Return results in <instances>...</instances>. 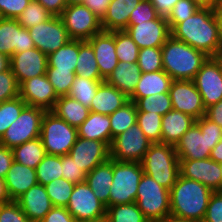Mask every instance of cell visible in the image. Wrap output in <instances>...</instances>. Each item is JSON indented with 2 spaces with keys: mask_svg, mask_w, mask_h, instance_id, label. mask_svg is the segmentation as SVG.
<instances>
[{
  "mask_svg": "<svg viewBox=\"0 0 222 222\" xmlns=\"http://www.w3.org/2000/svg\"><path fill=\"white\" fill-rule=\"evenodd\" d=\"M170 31L174 39L209 57H218L222 52L219 22L211 7L197 9L191 17L176 24Z\"/></svg>",
  "mask_w": 222,
  "mask_h": 222,
  "instance_id": "cell-1",
  "label": "cell"
},
{
  "mask_svg": "<svg viewBox=\"0 0 222 222\" xmlns=\"http://www.w3.org/2000/svg\"><path fill=\"white\" fill-rule=\"evenodd\" d=\"M212 193L206 185L179 174L170 189V215L203 222Z\"/></svg>",
  "mask_w": 222,
  "mask_h": 222,
  "instance_id": "cell-2",
  "label": "cell"
},
{
  "mask_svg": "<svg viewBox=\"0 0 222 222\" xmlns=\"http://www.w3.org/2000/svg\"><path fill=\"white\" fill-rule=\"evenodd\" d=\"M161 50L163 70L173 80H193L209 57L172 36L166 40Z\"/></svg>",
  "mask_w": 222,
  "mask_h": 222,
  "instance_id": "cell-3",
  "label": "cell"
},
{
  "mask_svg": "<svg viewBox=\"0 0 222 222\" xmlns=\"http://www.w3.org/2000/svg\"><path fill=\"white\" fill-rule=\"evenodd\" d=\"M141 165L146 175L168 190L172 188L180 174L176 150L173 145L166 143H152Z\"/></svg>",
  "mask_w": 222,
  "mask_h": 222,
  "instance_id": "cell-4",
  "label": "cell"
},
{
  "mask_svg": "<svg viewBox=\"0 0 222 222\" xmlns=\"http://www.w3.org/2000/svg\"><path fill=\"white\" fill-rule=\"evenodd\" d=\"M40 138L47 154L63 156L69 154L75 144L78 129L52 111H46L41 122Z\"/></svg>",
  "mask_w": 222,
  "mask_h": 222,
  "instance_id": "cell-5",
  "label": "cell"
},
{
  "mask_svg": "<svg viewBox=\"0 0 222 222\" xmlns=\"http://www.w3.org/2000/svg\"><path fill=\"white\" fill-rule=\"evenodd\" d=\"M135 203L149 222H157L170 215V190L143 173Z\"/></svg>",
  "mask_w": 222,
  "mask_h": 222,
  "instance_id": "cell-6",
  "label": "cell"
},
{
  "mask_svg": "<svg viewBox=\"0 0 222 222\" xmlns=\"http://www.w3.org/2000/svg\"><path fill=\"white\" fill-rule=\"evenodd\" d=\"M143 173L141 162H120L113 159V183L108 207L135 202Z\"/></svg>",
  "mask_w": 222,
  "mask_h": 222,
  "instance_id": "cell-7",
  "label": "cell"
},
{
  "mask_svg": "<svg viewBox=\"0 0 222 222\" xmlns=\"http://www.w3.org/2000/svg\"><path fill=\"white\" fill-rule=\"evenodd\" d=\"M45 112L38 107L26 106L19 117L7 128L0 139V144L13 149L29 140L40 137L41 122Z\"/></svg>",
  "mask_w": 222,
  "mask_h": 222,
  "instance_id": "cell-8",
  "label": "cell"
},
{
  "mask_svg": "<svg viewBox=\"0 0 222 222\" xmlns=\"http://www.w3.org/2000/svg\"><path fill=\"white\" fill-rule=\"evenodd\" d=\"M60 18L74 40H89L103 31L101 19L84 4L67 5Z\"/></svg>",
  "mask_w": 222,
  "mask_h": 222,
  "instance_id": "cell-9",
  "label": "cell"
},
{
  "mask_svg": "<svg viewBox=\"0 0 222 222\" xmlns=\"http://www.w3.org/2000/svg\"><path fill=\"white\" fill-rule=\"evenodd\" d=\"M151 144L136 123L112 139L110 158L120 162H141Z\"/></svg>",
  "mask_w": 222,
  "mask_h": 222,
  "instance_id": "cell-10",
  "label": "cell"
},
{
  "mask_svg": "<svg viewBox=\"0 0 222 222\" xmlns=\"http://www.w3.org/2000/svg\"><path fill=\"white\" fill-rule=\"evenodd\" d=\"M202 96L205 109L222 99V62L219 57H208L193 79Z\"/></svg>",
  "mask_w": 222,
  "mask_h": 222,
  "instance_id": "cell-11",
  "label": "cell"
},
{
  "mask_svg": "<svg viewBox=\"0 0 222 222\" xmlns=\"http://www.w3.org/2000/svg\"><path fill=\"white\" fill-rule=\"evenodd\" d=\"M28 31L35 48L47 56L71 40L60 16H52L46 22L29 28Z\"/></svg>",
  "mask_w": 222,
  "mask_h": 222,
  "instance_id": "cell-12",
  "label": "cell"
},
{
  "mask_svg": "<svg viewBox=\"0 0 222 222\" xmlns=\"http://www.w3.org/2000/svg\"><path fill=\"white\" fill-rule=\"evenodd\" d=\"M66 209L78 222L106 217L105 205L86 182L75 184Z\"/></svg>",
  "mask_w": 222,
  "mask_h": 222,
  "instance_id": "cell-13",
  "label": "cell"
},
{
  "mask_svg": "<svg viewBox=\"0 0 222 222\" xmlns=\"http://www.w3.org/2000/svg\"><path fill=\"white\" fill-rule=\"evenodd\" d=\"M169 94L174 110L188 114L196 120L205 116L202 96L193 80H173Z\"/></svg>",
  "mask_w": 222,
  "mask_h": 222,
  "instance_id": "cell-14",
  "label": "cell"
},
{
  "mask_svg": "<svg viewBox=\"0 0 222 222\" xmlns=\"http://www.w3.org/2000/svg\"><path fill=\"white\" fill-rule=\"evenodd\" d=\"M180 175L206 185L213 192L222 191L221 164L211 158L179 160Z\"/></svg>",
  "mask_w": 222,
  "mask_h": 222,
  "instance_id": "cell-15",
  "label": "cell"
},
{
  "mask_svg": "<svg viewBox=\"0 0 222 222\" xmlns=\"http://www.w3.org/2000/svg\"><path fill=\"white\" fill-rule=\"evenodd\" d=\"M19 96L27 106L45 111H52L59 98L46 74L23 81L19 85Z\"/></svg>",
  "mask_w": 222,
  "mask_h": 222,
  "instance_id": "cell-16",
  "label": "cell"
},
{
  "mask_svg": "<svg viewBox=\"0 0 222 222\" xmlns=\"http://www.w3.org/2000/svg\"><path fill=\"white\" fill-rule=\"evenodd\" d=\"M125 30L139 49L162 47L171 36L168 22L163 16L150 21L137 22V25H128Z\"/></svg>",
  "mask_w": 222,
  "mask_h": 222,
  "instance_id": "cell-17",
  "label": "cell"
},
{
  "mask_svg": "<svg viewBox=\"0 0 222 222\" xmlns=\"http://www.w3.org/2000/svg\"><path fill=\"white\" fill-rule=\"evenodd\" d=\"M69 155L86 174L110 159V147L98 140L78 137Z\"/></svg>",
  "mask_w": 222,
  "mask_h": 222,
  "instance_id": "cell-18",
  "label": "cell"
},
{
  "mask_svg": "<svg viewBox=\"0 0 222 222\" xmlns=\"http://www.w3.org/2000/svg\"><path fill=\"white\" fill-rule=\"evenodd\" d=\"M35 48L27 28H23L17 19L0 18V53L11 57Z\"/></svg>",
  "mask_w": 222,
  "mask_h": 222,
  "instance_id": "cell-19",
  "label": "cell"
},
{
  "mask_svg": "<svg viewBox=\"0 0 222 222\" xmlns=\"http://www.w3.org/2000/svg\"><path fill=\"white\" fill-rule=\"evenodd\" d=\"M218 142L209 140L194 123L174 146L179 160H202L210 157V152Z\"/></svg>",
  "mask_w": 222,
  "mask_h": 222,
  "instance_id": "cell-20",
  "label": "cell"
},
{
  "mask_svg": "<svg viewBox=\"0 0 222 222\" xmlns=\"http://www.w3.org/2000/svg\"><path fill=\"white\" fill-rule=\"evenodd\" d=\"M47 66V55L37 48L14 53L10 57V69L19 85L27 79L45 75Z\"/></svg>",
  "mask_w": 222,
  "mask_h": 222,
  "instance_id": "cell-21",
  "label": "cell"
},
{
  "mask_svg": "<svg viewBox=\"0 0 222 222\" xmlns=\"http://www.w3.org/2000/svg\"><path fill=\"white\" fill-rule=\"evenodd\" d=\"M87 41L94 50L101 77L106 80L118 65L115 52V31H102Z\"/></svg>",
  "mask_w": 222,
  "mask_h": 222,
  "instance_id": "cell-22",
  "label": "cell"
},
{
  "mask_svg": "<svg viewBox=\"0 0 222 222\" xmlns=\"http://www.w3.org/2000/svg\"><path fill=\"white\" fill-rule=\"evenodd\" d=\"M16 202L30 222H40L54 207L45 186L40 183L31 187Z\"/></svg>",
  "mask_w": 222,
  "mask_h": 222,
  "instance_id": "cell-23",
  "label": "cell"
},
{
  "mask_svg": "<svg viewBox=\"0 0 222 222\" xmlns=\"http://www.w3.org/2000/svg\"><path fill=\"white\" fill-rule=\"evenodd\" d=\"M5 183L11 200L16 201L38 183L36 169L13 161L5 177Z\"/></svg>",
  "mask_w": 222,
  "mask_h": 222,
  "instance_id": "cell-24",
  "label": "cell"
},
{
  "mask_svg": "<svg viewBox=\"0 0 222 222\" xmlns=\"http://www.w3.org/2000/svg\"><path fill=\"white\" fill-rule=\"evenodd\" d=\"M192 116L174 109L162 116L161 143L175 146L182 135L195 123Z\"/></svg>",
  "mask_w": 222,
  "mask_h": 222,
  "instance_id": "cell-25",
  "label": "cell"
},
{
  "mask_svg": "<svg viewBox=\"0 0 222 222\" xmlns=\"http://www.w3.org/2000/svg\"><path fill=\"white\" fill-rule=\"evenodd\" d=\"M129 101V98L114 86L102 82L92 99L90 111L104 115L113 114Z\"/></svg>",
  "mask_w": 222,
  "mask_h": 222,
  "instance_id": "cell-26",
  "label": "cell"
},
{
  "mask_svg": "<svg viewBox=\"0 0 222 222\" xmlns=\"http://www.w3.org/2000/svg\"><path fill=\"white\" fill-rule=\"evenodd\" d=\"M85 182L91 188L95 197L98 198L107 208L113 183V159L96 166L86 175Z\"/></svg>",
  "mask_w": 222,
  "mask_h": 222,
  "instance_id": "cell-27",
  "label": "cell"
},
{
  "mask_svg": "<svg viewBox=\"0 0 222 222\" xmlns=\"http://www.w3.org/2000/svg\"><path fill=\"white\" fill-rule=\"evenodd\" d=\"M172 81L173 79L164 70L141 73L129 100L135 103L139 98L169 92Z\"/></svg>",
  "mask_w": 222,
  "mask_h": 222,
  "instance_id": "cell-28",
  "label": "cell"
},
{
  "mask_svg": "<svg viewBox=\"0 0 222 222\" xmlns=\"http://www.w3.org/2000/svg\"><path fill=\"white\" fill-rule=\"evenodd\" d=\"M142 0H111L106 15L101 20L103 31L125 30L133 9Z\"/></svg>",
  "mask_w": 222,
  "mask_h": 222,
  "instance_id": "cell-29",
  "label": "cell"
},
{
  "mask_svg": "<svg viewBox=\"0 0 222 222\" xmlns=\"http://www.w3.org/2000/svg\"><path fill=\"white\" fill-rule=\"evenodd\" d=\"M141 75L140 67L136 63L118 61L117 67L112 71L105 82L116 87L128 98L133 94Z\"/></svg>",
  "mask_w": 222,
  "mask_h": 222,
  "instance_id": "cell-30",
  "label": "cell"
},
{
  "mask_svg": "<svg viewBox=\"0 0 222 222\" xmlns=\"http://www.w3.org/2000/svg\"><path fill=\"white\" fill-rule=\"evenodd\" d=\"M77 129L78 137L102 141L110 147L111 128L109 115L90 111L89 116Z\"/></svg>",
  "mask_w": 222,
  "mask_h": 222,
  "instance_id": "cell-31",
  "label": "cell"
},
{
  "mask_svg": "<svg viewBox=\"0 0 222 222\" xmlns=\"http://www.w3.org/2000/svg\"><path fill=\"white\" fill-rule=\"evenodd\" d=\"M52 112L69 125L78 128L89 116L90 109L83 106L71 96L66 95L56 100Z\"/></svg>",
  "mask_w": 222,
  "mask_h": 222,
  "instance_id": "cell-32",
  "label": "cell"
},
{
  "mask_svg": "<svg viewBox=\"0 0 222 222\" xmlns=\"http://www.w3.org/2000/svg\"><path fill=\"white\" fill-rule=\"evenodd\" d=\"M76 64L75 75L90 80L105 81L99 72L94 50L87 40H79V55Z\"/></svg>",
  "mask_w": 222,
  "mask_h": 222,
  "instance_id": "cell-33",
  "label": "cell"
},
{
  "mask_svg": "<svg viewBox=\"0 0 222 222\" xmlns=\"http://www.w3.org/2000/svg\"><path fill=\"white\" fill-rule=\"evenodd\" d=\"M13 159L17 163L36 169L47 155L40 137L29 140L12 149Z\"/></svg>",
  "mask_w": 222,
  "mask_h": 222,
  "instance_id": "cell-34",
  "label": "cell"
},
{
  "mask_svg": "<svg viewBox=\"0 0 222 222\" xmlns=\"http://www.w3.org/2000/svg\"><path fill=\"white\" fill-rule=\"evenodd\" d=\"M79 55V40L71 39L67 44L47 56V68L75 72Z\"/></svg>",
  "mask_w": 222,
  "mask_h": 222,
  "instance_id": "cell-35",
  "label": "cell"
},
{
  "mask_svg": "<svg viewBox=\"0 0 222 222\" xmlns=\"http://www.w3.org/2000/svg\"><path fill=\"white\" fill-rule=\"evenodd\" d=\"M111 128V142L116 136L127 131L137 123V107L129 100L122 107L109 115Z\"/></svg>",
  "mask_w": 222,
  "mask_h": 222,
  "instance_id": "cell-36",
  "label": "cell"
},
{
  "mask_svg": "<svg viewBox=\"0 0 222 222\" xmlns=\"http://www.w3.org/2000/svg\"><path fill=\"white\" fill-rule=\"evenodd\" d=\"M108 222H149L135 202L106 208Z\"/></svg>",
  "mask_w": 222,
  "mask_h": 222,
  "instance_id": "cell-37",
  "label": "cell"
},
{
  "mask_svg": "<svg viewBox=\"0 0 222 222\" xmlns=\"http://www.w3.org/2000/svg\"><path fill=\"white\" fill-rule=\"evenodd\" d=\"M102 82L104 81L90 80L76 75L68 95L90 109L92 99L95 97L97 88Z\"/></svg>",
  "mask_w": 222,
  "mask_h": 222,
  "instance_id": "cell-38",
  "label": "cell"
},
{
  "mask_svg": "<svg viewBox=\"0 0 222 222\" xmlns=\"http://www.w3.org/2000/svg\"><path fill=\"white\" fill-rule=\"evenodd\" d=\"M115 52L118 61L136 63L139 48L126 30H115Z\"/></svg>",
  "mask_w": 222,
  "mask_h": 222,
  "instance_id": "cell-39",
  "label": "cell"
},
{
  "mask_svg": "<svg viewBox=\"0 0 222 222\" xmlns=\"http://www.w3.org/2000/svg\"><path fill=\"white\" fill-rule=\"evenodd\" d=\"M135 105L137 112H152L162 116L173 109L169 92L139 98Z\"/></svg>",
  "mask_w": 222,
  "mask_h": 222,
  "instance_id": "cell-40",
  "label": "cell"
},
{
  "mask_svg": "<svg viewBox=\"0 0 222 222\" xmlns=\"http://www.w3.org/2000/svg\"><path fill=\"white\" fill-rule=\"evenodd\" d=\"M36 174L38 183L44 186L62 178L61 156L47 154L37 165Z\"/></svg>",
  "mask_w": 222,
  "mask_h": 222,
  "instance_id": "cell-41",
  "label": "cell"
},
{
  "mask_svg": "<svg viewBox=\"0 0 222 222\" xmlns=\"http://www.w3.org/2000/svg\"><path fill=\"white\" fill-rule=\"evenodd\" d=\"M162 115L152 112H137V124L151 143H161Z\"/></svg>",
  "mask_w": 222,
  "mask_h": 222,
  "instance_id": "cell-42",
  "label": "cell"
},
{
  "mask_svg": "<svg viewBox=\"0 0 222 222\" xmlns=\"http://www.w3.org/2000/svg\"><path fill=\"white\" fill-rule=\"evenodd\" d=\"M52 16L41 3L37 0H31L29 5L16 19L23 28L29 29L41 22H46Z\"/></svg>",
  "mask_w": 222,
  "mask_h": 222,
  "instance_id": "cell-43",
  "label": "cell"
},
{
  "mask_svg": "<svg viewBox=\"0 0 222 222\" xmlns=\"http://www.w3.org/2000/svg\"><path fill=\"white\" fill-rule=\"evenodd\" d=\"M75 184L64 178L53 180L45 185L46 192L53 206L66 207Z\"/></svg>",
  "mask_w": 222,
  "mask_h": 222,
  "instance_id": "cell-44",
  "label": "cell"
},
{
  "mask_svg": "<svg viewBox=\"0 0 222 222\" xmlns=\"http://www.w3.org/2000/svg\"><path fill=\"white\" fill-rule=\"evenodd\" d=\"M26 106L20 96L0 103V139Z\"/></svg>",
  "mask_w": 222,
  "mask_h": 222,
  "instance_id": "cell-45",
  "label": "cell"
},
{
  "mask_svg": "<svg viewBox=\"0 0 222 222\" xmlns=\"http://www.w3.org/2000/svg\"><path fill=\"white\" fill-rule=\"evenodd\" d=\"M46 75L58 97L66 96L70 93L76 76L75 72L71 70H57V68H47Z\"/></svg>",
  "mask_w": 222,
  "mask_h": 222,
  "instance_id": "cell-46",
  "label": "cell"
},
{
  "mask_svg": "<svg viewBox=\"0 0 222 222\" xmlns=\"http://www.w3.org/2000/svg\"><path fill=\"white\" fill-rule=\"evenodd\" d=\"M137 64L141 73L163 70L161 47L139 49Z\"/></svg>",
  "mask_w": 222,
  "mask_h": 222,
  "instance_id": "cell-47",
  "label": "cell"
},
{
  "mask_svg": "<svg viewBox=\"0 0 222 222\" xmlns=\"http://www.w3.org/2000/svg\"><path fill=\"white\" fill-rule=\"evenodd\" d=\"M199 8L200 7L191 0H178L166 17L169 29L171 30L176 24L191 17Z\"/></svg>",
  "mask_w": 222,
  "mask_h": 222,
  "instance_id": "cell-48",
  "label": "cell"
},
{
  "mask_svg": "<svg viewBox=\"0 0 222 222\" xmlns=\"http://www.w3.org/2000/svg\"><path fill=\"white\" fill-rule=\"evenodd\" d=\"M19 96V84L11 69L0 73V103Z\"/></svg>",
  "mask_w": 222,
  "mask_h": 222,
  "instance_id": "cell-49",
  "label": "cell"
},
{
  "mask_svg": "<svg viewBox=\"0 0 222 222\" xmlns=\"http://www.w3.org/2000/svg\"><path fill=\"white\" fill-rule=\"evenodd\" d=\"M61 164L62 178L74 184L85 182L87 174L78 167L69 154L61 156Z\"/></svg>",
  "mask_w": 222,
  "mask_h": 222,
  "instance_id": "cell-50",
  "label": "cell"
},
{
  "mask_svg": "<svg viewBox=\"0 0 222 222\" xmlns=\"http://www.w3.org/2000/svg\"><path fill=\"white\" fill-rule=\"evenodd\" d=\"M159 16L149 0H142L131 12L128 25H137V22L154 20Z\"/></svg>",
  "mask_w": 222,
  "mask_h": 222,
  "instance_id": "cell-51",
  "label": "cell"
},
{
  "mask_svg": "<svg viewBox=\"0 0 222 222\" xmlns=\"http://www.w3.org/2000/svg\"><path fill=\"white\" fill-rule=\"evenodd\" d=\"M0 222H30L16 201L0 205Z\"/></svg>",
  "mask_w": 222,
  "mask_h": 222,
  "instance_id": "cell-52",
  "label": "cell"
},
{
  "mask_svg": "<svg viewBox=\"0 0 222 222\" xmlns=\"http://www.w3.org/2000/svg\"><path fill=\"white\" fill-rule=\"evenodd\" d=\"M31 0H0V18L16 19Z\"/></svg>",
  "mask_w": 222,
  "mask_h": 222,
  "instance_id": "cell-53",
  "label": "cell"
},
{
  "mask_svg": "<svg viewBox=\"0 0 222 222\" xmlns=\"http://www.w3.org/2000/svg\"><path fill=\"white\" fill-rule=\"evenodd\" d=\"M203 222H222V191L210 196Z\"/></svg>",
  "mask_w": 222,
  "mask_h": 222,
  "instance_id": "cell-54",
  "label": "cell"
},
{
  "mask_svg": "<svg viewBox=\"0 0 222 222\" xmlns=\"http://www.w3.org/2000/svg\"><path fill=\"white\" fill-rule=\"evenodd\" d=\"M195 123L200 127L202 134H205L209 140L220 142L222 139V127L212 122L206 116L197 119Z\"/></svg>",
  "mask_w": 222,
  "mask_h": 222,
  "instance_id": "cell-55",
  "label": "cell"
},
{
  "mask_svg": "<svg viewBox=\"0 0 222 222\" xmlns=\"http://www.w3.org/2000/svg\"><path fill=\"white\" fill-rule=\"evenodd\" d=\"M40 222H78L66 207L54 206Z\"/></svg>",
  "mask_w": 222,
  "mask_h": 222,
  "instance_id": "cell-56",
  "label": "cell"
},
{
  "mask_svg": "<svg viewBox=\"0 0 222 222\" xmlns=\"http://www.w3.org/2000/svg\"><path fill=\"white\" fill-rule=\"evenodd\" d=\"M13 161L12 149L0 144V178L5 179Z\"/></svg>",
  "mask_w": 222,
  "mask_h": 222,
  "instance_id": "cell-57",
  "label": "cell"
},
{
  "mask_svg": "<svg viewBox=\"0 0 222 222\" xmlns=\"http://www.w3.org/2000/svg\"><path fill=\"white\" fill-rule=\"evenodd\" d=\"M110 2L111 0H86L84 5L102 20L107 13Z\"/></svg>",
  "mask_w": 222,
  "mask_h": 222,
  "instance_id": "cell-58",
  "label": "cell"
},
{
  "mask_svg": "<svg viewBox=\"0 0 222 222\" xmlns=\"http://www.w3.org/2000/svg\"><path fill=\"white\" fill-rule=\"evenodd\" d=\"M53 16H60L67 7V0H37Z\"/></svg>",
  "mask_w": 222,
  "mask_h": 222,
  "instance_id": "cell-59",
  "label": "cell"
},
{
  "mask_svg": "<svg viewBox=\"0 0 222 222\" xmlns=\"http://www.w3.org/2000/svg\"><path fill=\"white\" fill-rule=\"evenodd\" d=\"M160 16L167 17L178 0H149Z\"/></svg>",
  "mask_w": 222,
  "mask_h": 222,
  "instance_id": "cell-60",
  "label": "cell"
},
{
  "mask_svg": "<svg viewBox=\"0 0 222 222\" xmlns=\"http://www.w3.org/2000/svg\"><path fill=\"white\" fill-rule=\"evenodd\" d=\"M205 116L222 127V99L218 103L207 108Z\"/></svg>",
  "mask_w": 222,
  "mask_h": 222,
  "instance_id": "cell-61",
  "label": "cell"
},
{
  "mask_svg": "<svg viewBox=\"0 0 222 222\" xmlns=\"http://www.w3.org/2000/svg\"><path fill=\"white\" fill-rule=\"evenodd\" d=\"M11 201L5 179L0 178V205L10 203Z\"/></svg>",
  "mask_w": 222,
  "mask_h": 222,
  "instance_id": "cell-62",
  "label": "cell"
},
{
  "mask_svg": "<svg viewBox=\"0 0 222 222\" xmlns=\"http://www.w3.org/2000/svg\"><path fill=\"white\" fill-rule=\"evenodd\" d=\"M209 158L219 164H222V139L211 150Z\"/></svg>",
  "mask_w": 222,
  "mask_h": 222,
  "instance_id": "cell-63",
  "label": "cell"
},
{
  "mask_svg": "<svg viewBox=\"0 0 222 222\" xmlns=\"http://www.w3.org/2000/svg\"><path fill=\"white\" fill-rule=\"evenodd\" d=\"M157 222H202V221L193 220V219H183V218H179L173 215H168L164 219Z\"/></svg>",
  "mask_w": 222,
  "mask_h": 222,
  "instance_id": "cell-64",
  "label": "cell"
},
{
  "mask_svg": "<svg viewBox=\"0 0 222 222\" xmlns=\"http://www.w3.org/2000/svg\"><path fill=\"white\" fill-rule=\"evenodd\" d=\"M10 68V57L0 53V73Z\"/></svg>",
  "mask_w": 222,
  "mask_h": 222,
  "instance_id": "cell-65",
  "label": "cell"
},
{
  "mask_svg": "<svg viewBox=\"0 0 222 222\" xmlns=\"http://www.w3.org/2000/svg\"><path fill=\"white\" fill-rule=\"evenodd\" d=\"M200 8H210L211 0H191Z\"/></svg>",
  "mask_w": 222,
  "mask_h": 222,
  "instance_id": "cell-66",
  "label": "cell"
},
{
  "mask_svg": "<svg viewBox=\"0 0 222 222\" xmlns=\"http://www.w3.org/2000/svg\"><path fill=\"white\" fill-rule=\"evenodd\" d=\"M215 14H216L218 22H219L220 37H221V41H222V8L215 10Z\"/></svg>",
  "mask_w": 222,
  "mask_h": 222,
  "instance_id": "cell-67",
  "label": "cell"
},
{
  "mask_svg": "<svg viewBox=\"0 0 222 222\" xmlns=\"http://www.w3.org/2000/svg\"><path fill=\"white\" fill-rule=\"evenodd\" d=\"M210 7L214 11L222 8V0H211Z\"/></svg>",
  "mask_w": 222,
  "mask_h": 222,
  "instance_id": "cell-68",
  "label": "cell"
},
{
  "mask_svg": "<svg viewBox=\"0 0 222 222\" xmlns=\"http://www.w3.org/2000/svg\"><path fill=\"white\" fill-rule=\"evenodd\" d=\"M86 0H67L68 5L84 4Z\"/></svg>",
  "mask_w": 222,
  "mask_h": 222,
  "instance_id": "cell-69",
  "label": "cell"
},
{
  "mask_svg": "<svg viewBox=\"0 0 222 222\" xmlns=\"http://www.w3.org/2000/svg\"><path fill=\"white\" fill-rule=\"evenodd\" d=\"M82 222H108L107 218H100V219H96V220H89V221H82Z\"/></svg>",
  "mask_w": 222,
  "mask_h": 222,
  "instance_id": "cell-70",
  "label": "cell"
},
{
  "mask_svg": "<svg viewBox=\"0 0 222 222\" xmlns=\"http://www.w3.org/2000/svg\"><path fill=\"white\" fill-rule=\"evenodd\" d=\"M218 57L220 58V60H221V62H222V52L219 54Z\"/></svg>",
  "mask_w": 222,
  "mask_h": 222,
  "instance_id": "cell-71",
  "label": "cell"
}]
</instances>
